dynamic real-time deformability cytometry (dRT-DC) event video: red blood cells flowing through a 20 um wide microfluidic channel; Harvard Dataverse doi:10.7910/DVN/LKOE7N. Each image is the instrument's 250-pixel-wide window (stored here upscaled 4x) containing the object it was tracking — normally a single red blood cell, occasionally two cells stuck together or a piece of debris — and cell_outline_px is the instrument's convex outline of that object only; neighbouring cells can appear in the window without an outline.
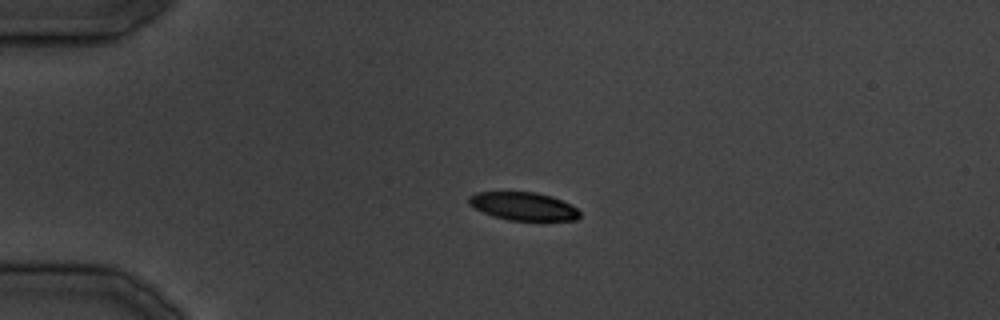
{"species": "common noctule bat (a hibernating species)", "species_latin": "Nyctalus noctula", "temperature_condition": "cold", "stored_images_in_passage": 34, "camera_frame_rate_fps": 3000, "um_per_image_px": 0.085, "animal": {"sex": "male", "body_mass_g": 19.5, "forearm_length_mm": 54.6}, "frame": {"image": 1, "passage_image": 7, "time_ms": 7.0, "image_size_px": [1000, 320], "cell_outline_px": [[580, 216], [576, 220], [508, 220], [492, 216], [468, 204], [468, 196], [476, 192], [536, 192], [552, 196], [576, 208], [580, 212]], "centroid_in_image_um": [44.46, 17.53], "position_along_channel_um": 40.5, "area_um2": 18.03}}
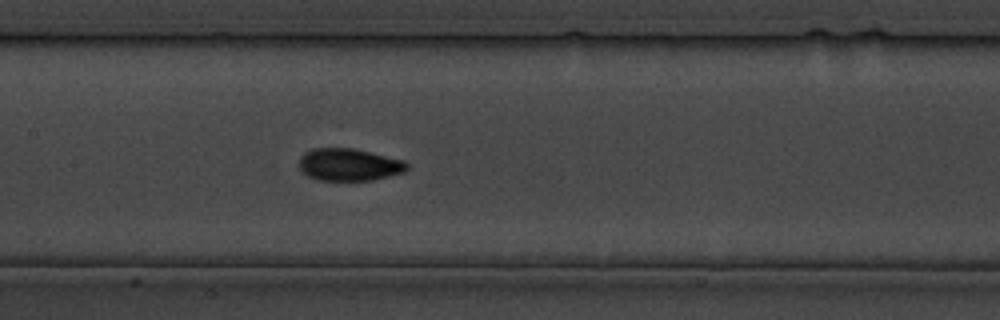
{"frame": {"image": 2, "passage_image": 16, "time_ms": 18.333, "image_size_px": [1000, 320], "cell_outline_px": [[408, 168], [404, 172], [372, 180], [320, 180], [308, 176], [300, 172], [300, 156], [304, 152], [312, 148], [352, 148], [404, 160], [408, 164]], "centroid_in_image_um": [29.64, 13.99], "position_along_channel_um": 177.8, "area_um2": 20.29}}
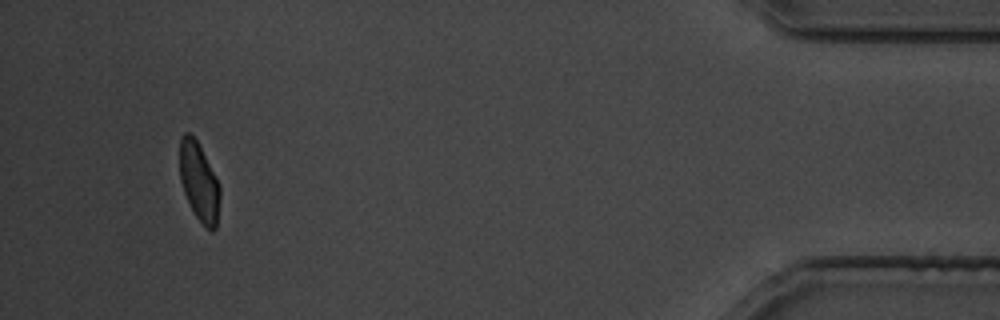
{"frame": {"image": 3, "passage_image": 32, "time_ms": 38.333, "image_size_px": [1000, 320], "cell_outline_px": [[220, 196], [216, 228], [212, 232], [196, 216], [184, 192], [180, 180], [180, 136], [184, 132], [188, 132], [196, 140], [220, 188]], "centroid_in_image_um": [16.9, 15.46], "position_along_channel_um": 418.3, "area_um2": 17.74}}